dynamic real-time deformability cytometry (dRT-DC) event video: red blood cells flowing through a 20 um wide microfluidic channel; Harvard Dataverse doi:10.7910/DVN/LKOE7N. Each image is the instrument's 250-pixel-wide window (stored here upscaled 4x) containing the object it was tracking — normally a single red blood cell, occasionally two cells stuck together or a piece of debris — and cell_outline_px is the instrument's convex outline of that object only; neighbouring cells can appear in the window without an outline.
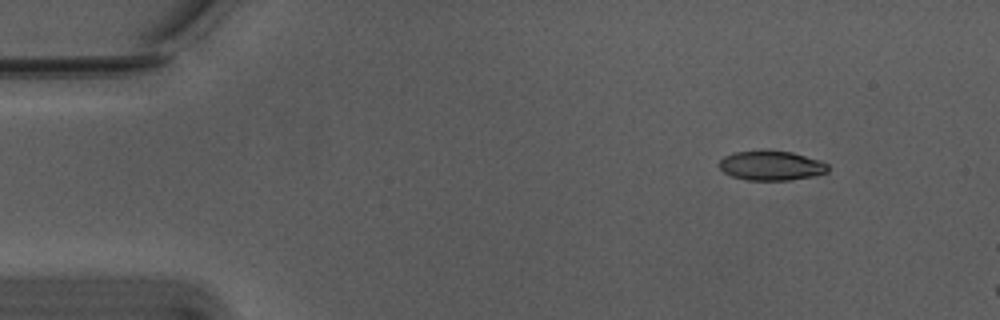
{"species": "Egyptian fruit bat (a non-hibernating species)", "species_latin": "Rousettus aegyptiacus", "temperature_condition": "warm", "stored_images_in_passage": 7, "camera_frame_rate_fps": 3000, "um_per_image_px": 0.085, "animal": {"sex": "male"}, "frame": {"image": 1, "passage_image": 1, "time_ms": 0.0, "image_size_px": [1000, 320], "cell_outline_px": [[828, 172], [812, 176], [788, 180], [748, 180], [732, 176], [724, 172], [720, 168], [720, 160], [724, 156], [736, 152], [792, 152], [820, 160], [828, 164]], "centroid_in_image_um": [65.58, 14.1], "position_along_channel_um": 19.4, "area_um2": 18.21}}